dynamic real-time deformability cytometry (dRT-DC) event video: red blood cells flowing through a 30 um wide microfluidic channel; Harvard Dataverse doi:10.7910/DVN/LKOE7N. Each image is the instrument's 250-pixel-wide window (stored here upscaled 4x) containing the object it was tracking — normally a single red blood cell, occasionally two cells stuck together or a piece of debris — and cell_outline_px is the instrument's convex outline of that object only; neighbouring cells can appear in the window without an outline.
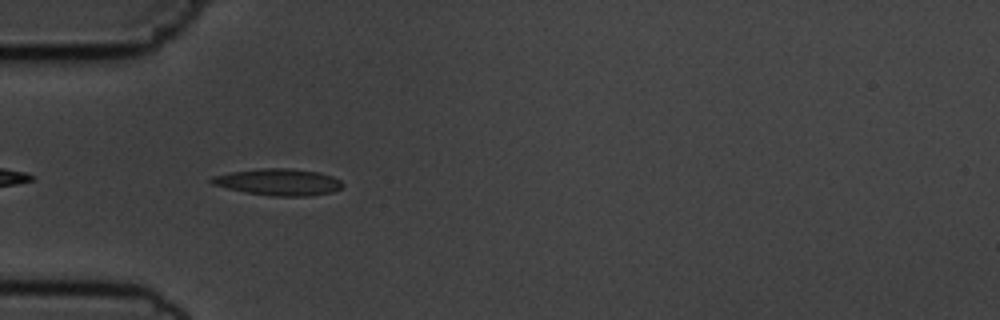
{"species": "common noctule bat (a hibernating species)", "species_latin": "Nyctalus noctula", "temperature_condition": "cold", "stored_images_in_passage": 36, "camera_frame_rate_fps": 3000, "um_per_image_px": 0.085, "animal": {"sex": "male", "body_mass_g": 19.5, "forearm_length_mm": 54.6}, "frame": {"image": 1, "passage_image": 3, "time_ms": 0.667, "image_size_px": [1000, 320], "cell_outline_px": [[344, 184], [340, 188], [332, 192], [308, 196], [272, 196], [244, 192], [212, 184], [208, 180], [212, 176], [232, 172], [260, 168], [288, 168], [320, 172], [332, 176], [340, 180]], "centroid_in_image_um": [23.67, 15.47], "position_along_channel_um": 61.3, "area_um2": 20.35}}
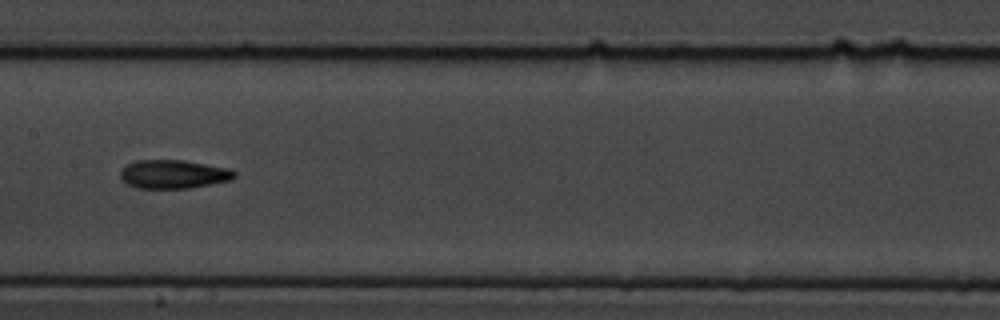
{"frame": {"image": 2, "passage_image": 14, "time_ms": 4.333, "image_size_px": [1000, 320], "cell_outline_px": [[236, 176], [232, 180], [188, 188], [136, 188], [128, 184], [120, 176], [120, 172], [128, 164], [136, 160], [184, 160], [228, 168], [236, 172]], "centroid_in_image_um": [14.77, 14.8], "position_along_channel_um": 192.6, "area_um2": 18.9}}
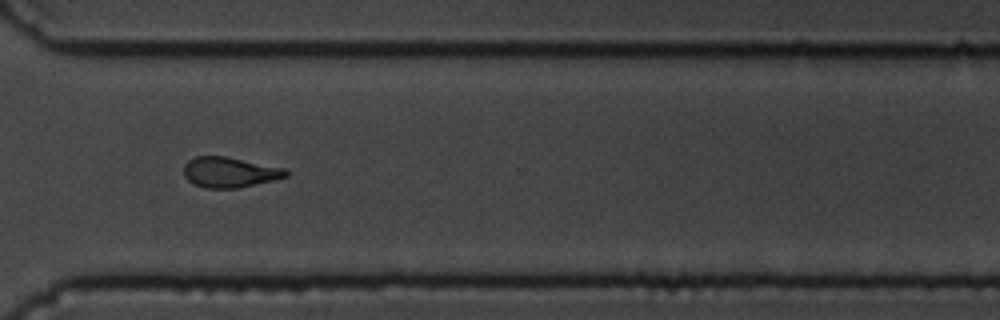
{"frame": {"image": 3, "passage_image": 27, "time_ms": 8.667, "image_size_px": [1000, 320], "cell_outline_px": [[288, 176], [272, 180], [236, 188], [204, 188], [192, 184], [184, 176], [184, 164], [188, 160], [196, 156], [224, 156], [284, 168], [288, 172]], "centroid_in_image_um": [19.46, 14.64], "position_along_channel_um": 351.1, "area_um2": 17.92}, "authors_computed_cell_mechanics": {"area_um2": 18.4093, "velocity_mm_per_s": 3.663, "shape_relaxation_time_tau1_ms": 6.1397, "shape_relaxation_time_tau2_ms": 2.6574, "deformation_change_tau1": 0.1699, "deformation_change_tau2": 0.1021}}